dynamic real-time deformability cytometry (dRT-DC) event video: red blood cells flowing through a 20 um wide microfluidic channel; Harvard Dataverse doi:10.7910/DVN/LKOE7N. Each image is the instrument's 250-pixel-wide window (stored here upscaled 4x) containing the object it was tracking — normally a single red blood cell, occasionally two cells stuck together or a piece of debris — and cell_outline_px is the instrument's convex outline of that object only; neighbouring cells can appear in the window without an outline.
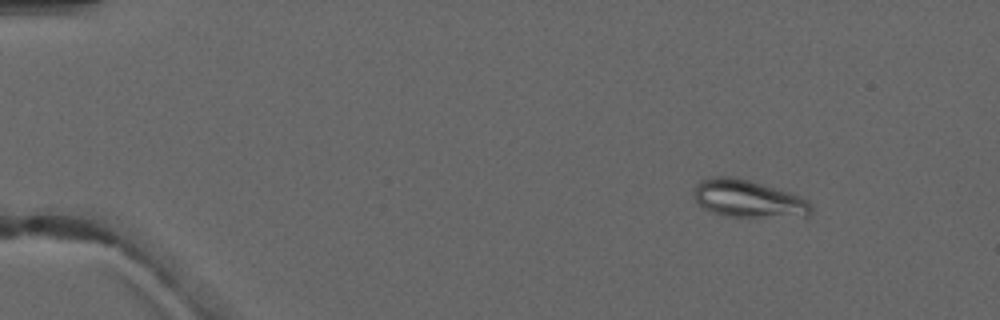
{"species": "common noctule bat (a hibernating species)", "species_latin": "Nyctalus noctula", "temperature_condition": "warm", "stored_images_in_passage": 4, "camera_frame_rate_fps": 3000, "um_per_image_px": 0.085, "animal": {"sex": "male", "forearm_length_mm": 52.5}, "frame": {"image": 1, "passage_image": 2, "time_ms": 1.0, "image_size_px": [1000, 320], "cell_outline_px": [[812, 212], [808, 216], [724, 216], [712, 212], [704, 208], [692, 196], [696, 184], [700, 180], [708, 176], [736, 176], [788, 192], [800, 196], [808, 200], [812, 204]], "centroid_in_image_um": [63.56, 16.87], "position_along_channel_um": 21.4, "area_um2": 25.61}}